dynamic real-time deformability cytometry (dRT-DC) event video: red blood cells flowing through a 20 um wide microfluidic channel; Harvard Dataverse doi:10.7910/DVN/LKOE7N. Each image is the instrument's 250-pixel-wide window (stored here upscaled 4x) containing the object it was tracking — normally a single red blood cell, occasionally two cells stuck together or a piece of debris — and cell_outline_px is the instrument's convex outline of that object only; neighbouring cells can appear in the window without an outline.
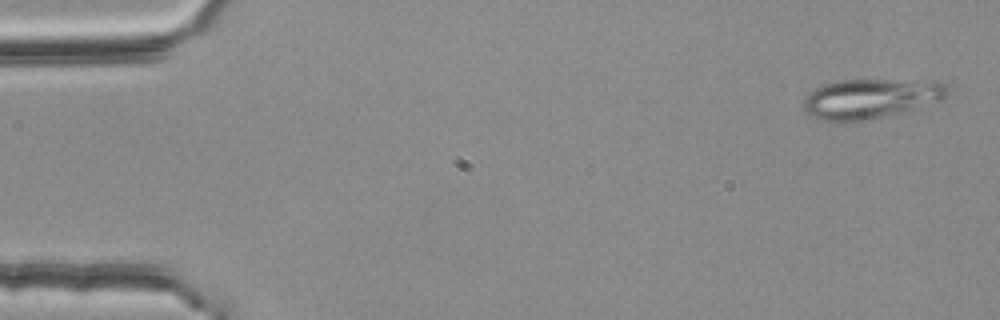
{"species": "common noctule bat (a hibernating species)", "species_latin": "Nyctalus noctula", "temperature_condition": "room temperature", "stored_images_in_passage": 4, "camera_frame_rate_fps": 3000, "um_per_image_px": 0.085, "animal": {"sex": "female", "body_mass_g": 25.1}, "frame": {"image": 1, "passage_image": 1, "time_ms": 0.0, "image_size_px": [1000, 320], "cell_outline_px": [[948, 92], [944, 100], [904, 112], [864, 120], [820, 120], [804, 112], [804, 96], [808, 92], [820, 84], [840, 80], [936, 80], [944, 84], [948, 88]], "centroid_in_image_um": [74.02, 8.35], "position_along_channel_um": 11.0, "area_um2": 33.58}}